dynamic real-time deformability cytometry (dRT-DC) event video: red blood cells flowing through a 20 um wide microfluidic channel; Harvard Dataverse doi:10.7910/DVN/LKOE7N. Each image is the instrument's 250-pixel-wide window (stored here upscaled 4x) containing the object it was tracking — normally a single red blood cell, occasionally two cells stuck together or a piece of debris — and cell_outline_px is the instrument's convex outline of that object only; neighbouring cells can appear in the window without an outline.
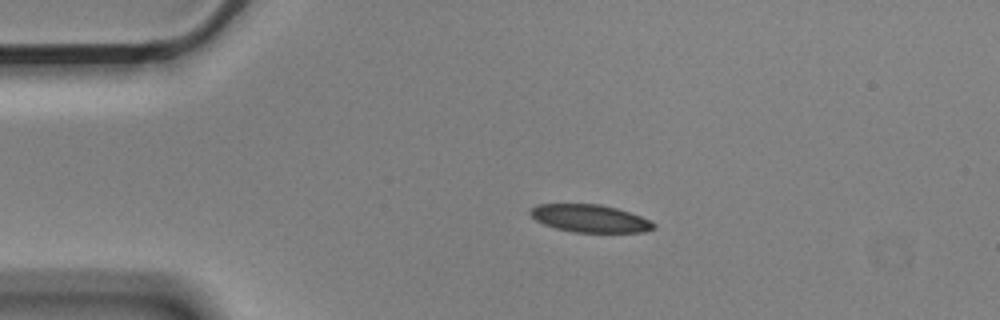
{"species": "Egyptian fruit bat (a non-hibernating species)", "species_latin": "Rousettus aegyptiacus", "temperature_condition": "cold", "stored_images_in_passage": 3, "camera_frame_rate_fps": 3000, "um_per_image_px": 0.085, "animal": {"sex": "male"}, "frame": {"image": 1, "passage_image": 2, "time_ms": 0.333, "image_size_px": [1000, 320], "cell_outline_px": [[656, 228], [644, 232], [572, 232], [556, 228], [544, 224], [536, 220], [528, 212], [536, 204], [600, 204], [616, 208], [640, 216], [656, 224]], "centroid_in_image_um": [50.14, 18.57], "position_along_channel_um": 34.9, "area_um2": 19.77}}